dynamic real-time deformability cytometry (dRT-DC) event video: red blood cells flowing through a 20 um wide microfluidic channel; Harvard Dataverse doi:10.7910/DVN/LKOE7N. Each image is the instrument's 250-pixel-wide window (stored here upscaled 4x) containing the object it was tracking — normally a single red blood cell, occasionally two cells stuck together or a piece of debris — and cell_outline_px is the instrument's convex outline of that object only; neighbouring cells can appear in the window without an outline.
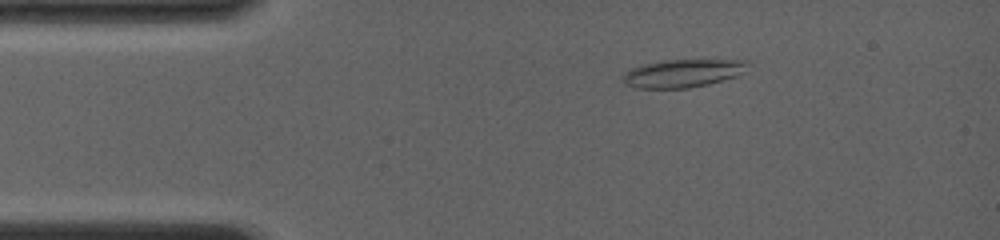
{"species": "common noctule bat (a hibernating species)", "species_latin": "Nyctalus noctula", "temperature_condition": "room temperature", "stored_images_in_passage": 48, "camera_frame_rate_fps": 4000, "um_per_image_px": 0.085, "animal": {"sex": "female", "body_mass_g": 19.0, "forearm_length_mm": 56.7}, "frame": {"image": 1, "passage_image": 9, "time_ms": 2.25, "image_size_px": [1000, 240], "cell_outline_px": [[748, 64], [736, 76], [708, 84], [688, 88], [636, 88], [624, 84], [620, 80], [620, 76], [632, 68], [640, 64], [660, 60], [748, 60]], "centroid_in_image_um": [57.92, 6.23], "position_along_channel_um": 27.1, "area_um2": 20.4}}
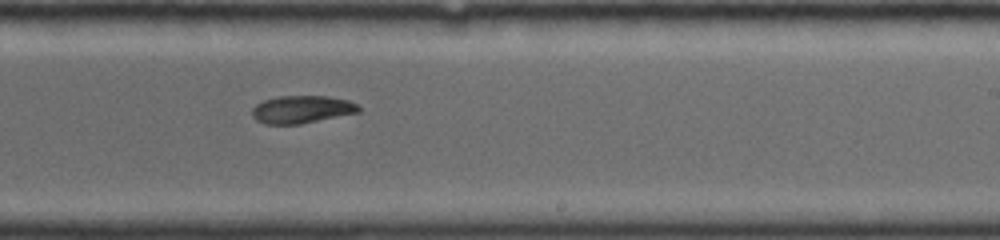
{"frame": {"image": 2, "passage_image": 34, "time_ms": 9.25, "image_size_px": [1000, 240], "cell_outline_px": [[360, 112], [300, 124], [264, 124], [256, 120], [252, 116], [252, 108], [256, 104], [264, 100], [280, 96], [328, 96], [348, 100], [356, 104], [360, 108]], "centroid_in_image_um": [25.64, 9.3], "position_along_channel_um": 263.4, "area_um2": 17.17}}
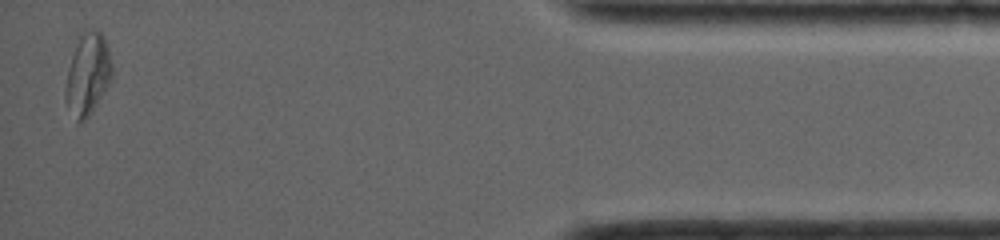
{"frame": {"image": 3, "passage_image": 48, "time_ms": 14.75, "image_size_px": [1000, 240], "cell_outline_px": [[112, 76], [108, 84], [96, 104], [88, 116], [84, 120], [76, 120], [64, 100], [64, 88], [68, 68], [76, 36], [84, 28], [88, 28], [100, 32], [104, 36], [108, 48], [112, 64]], "centroid_in_image_um": [7.42, 6.21], "position_along_channel_um": 427.8, "area_um2": 22.37}, "authors_computed_cell_mechanics": {"area_um2": 18.1781, "velocity_mm_per_s": 4.0843, "shape_relaxation_time_tau1_ms": 5.1974, "shape_relaxation_time_tau2_ms": null, "deformation_change_tau1": 0.1429, "deformation_change_tau2": null}}